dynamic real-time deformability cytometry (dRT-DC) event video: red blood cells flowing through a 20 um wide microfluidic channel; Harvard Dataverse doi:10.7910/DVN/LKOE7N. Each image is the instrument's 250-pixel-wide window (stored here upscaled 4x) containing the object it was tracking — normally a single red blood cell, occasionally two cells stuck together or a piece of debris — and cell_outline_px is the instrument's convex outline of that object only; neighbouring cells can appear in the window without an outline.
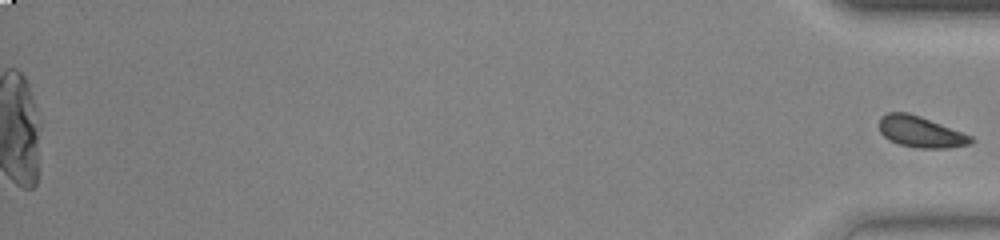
{"species": "common noctule bat (a hibernating species)", "species_latin": "Nyctalus noctula", "temperature_condition": "warm", "stored_images_in_passage": 54, "camera_frame_rate_fps": 3000, "um_per_image_px": 0.085, "animal": {"sex": "female", "body_mass_g": 23.0, "forearm_length_mm": 53.4}, "frame": {"image": 1, "passage_image": 54, "time_ms": 17.667, "image_size_px": [1000, 240], "cell_outline_px": [[976, 140], [972, 144], [948, 148], [920, 148], [900, 144], [888, 140], [880, 132], [880, 116], [888, 112], [908, 112], [920, 116], [972, 136]], "centroid_in_image_um": [78.27, 11.21], "position_along_channel_um": 356.9, "area_um2": 16.65}}